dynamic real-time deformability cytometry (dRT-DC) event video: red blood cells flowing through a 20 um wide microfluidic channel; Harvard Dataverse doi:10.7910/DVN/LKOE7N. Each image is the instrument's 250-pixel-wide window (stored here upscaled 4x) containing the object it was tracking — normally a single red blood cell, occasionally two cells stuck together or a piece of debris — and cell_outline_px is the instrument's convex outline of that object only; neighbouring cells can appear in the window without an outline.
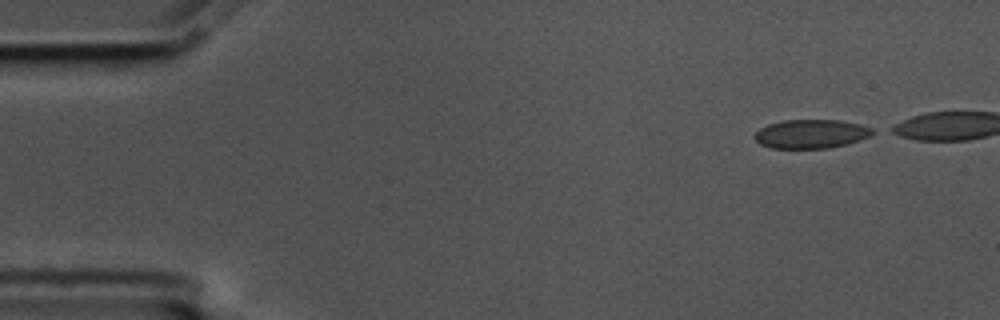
{"species": "common noctule bat (a hibernating species)", "species_latin": "Nyctalus noctula", "temperature_condition": "cold", "stored_images_in_passage": 42, "camera_frame_rate_fps": 3000, "um_per_image_px": 0.085, "animal": {"sex": "male", "body_mass_g": 17.5, "forearm_length_mm": 52.3}, "frame": {"image": 1, "passage_image": 1, "time_ms": 0.0, "image_size_px": [1000, 320], "cell_outline_px": [[876, 132], [860, 140], [828, 148], [772, 148], [760, 144], [752, 136], [760, 128], [768, 124], [784, 120], [840, 120], [860, 124], [872, 128]], "centroid_in_image_um": [68.92, 11.37], "position_along_channel_um": 16.1, "area_um2": 19.77}}
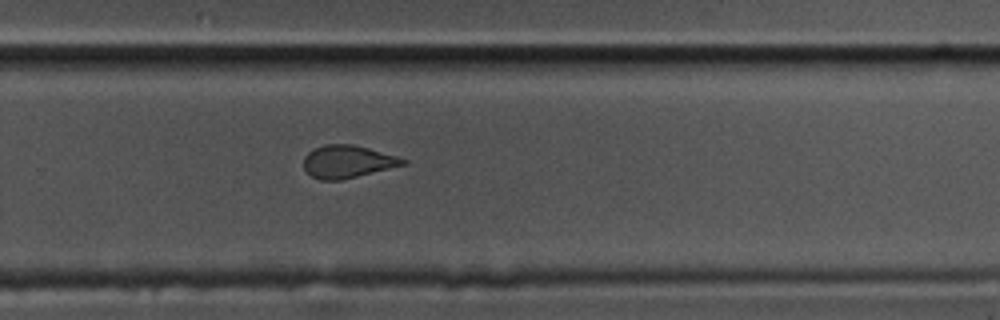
{"frame": {"image": 2, "passage_image": 33, "time_ms": 10.667, "image_size_px": [1000, 320], "cell_outline_px": [[408, 164], [340, 180], [320, 180], [312, 176], [304, 168], [304, 156], [308, 152], [324, 144], [352, 144], [368, 148], [396, 156], [408, 160]], "centroid_in_image_um": [29.55, 13.73], "position_along_channel_um": 300.3, "area_um2": 18.73}}
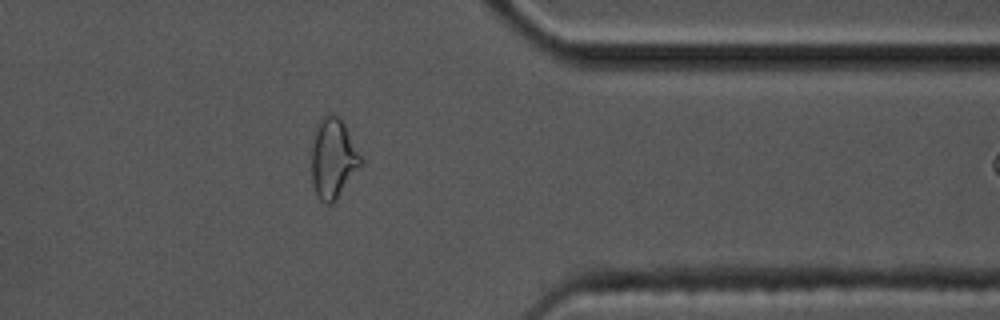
{"frame": {"image": 3, "passage_image": 41, "time_ms": 13.333, "image_size_px": [1000, 320], "cell_outline_px": [[364, 164], [336, 200], [332, 204], [324, 204], [320, 200], [312, 184], [312, 148], [316, 132], [320, 120], [324, 116], [332, 112], [344, 124]], "centroid_in_image_um": [28.33, 13.53], "position_along_channel_um": 383.1, "area_um2": 22.66}}